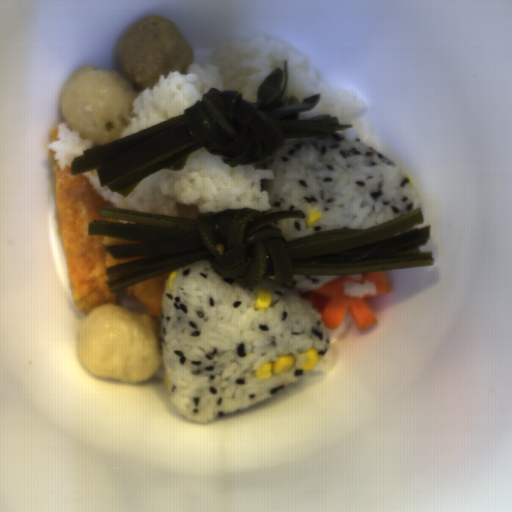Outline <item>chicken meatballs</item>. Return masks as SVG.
Returning <instances> with one entry per match:
<instances>
[{"label":"chicken meatballs","instance_id":"1","mask_svg":"<svg viewBox=\"0 0 512 512\" xmlns=\"http://www.w3.org/2000/svg\"><path fill=\"white\" fill-rule=\"evenodd\" d=\"M195 50L179 26L161 14L135 22L125 33L119 58L127 81L138 91L150 88L169 73L187 76Z\"/></svg>","mask_w":512,"mask_h":512}]
</instances>
